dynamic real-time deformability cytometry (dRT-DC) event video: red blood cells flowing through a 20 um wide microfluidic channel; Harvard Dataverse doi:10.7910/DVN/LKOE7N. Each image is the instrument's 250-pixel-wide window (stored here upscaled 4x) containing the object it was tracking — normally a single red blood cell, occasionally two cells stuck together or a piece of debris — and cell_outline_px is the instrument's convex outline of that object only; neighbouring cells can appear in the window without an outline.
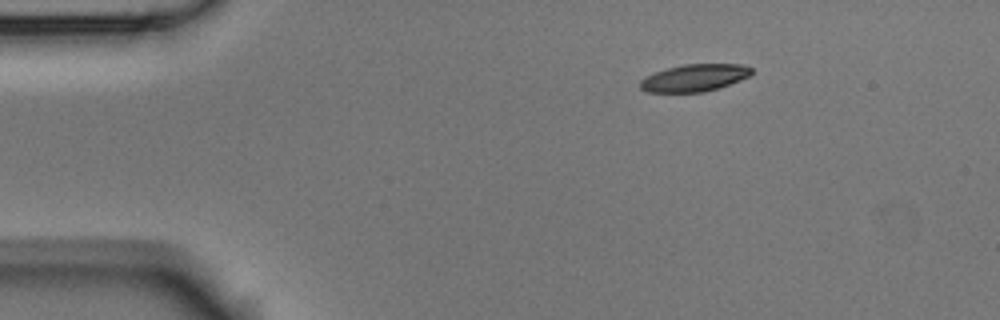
{"species": "Egyptian fruit bat (a non-hibernating species)", "species_latin": "Rousettus aegyptiacus", "temperature_condition": "room temperature", "stored_images_in_passage": 2, "camera_frame_rate_fps": 3000, "um_per_image_px": 0.085, "animal": {"sex": "male"}, "frame": {"image": 1, "passage_image": 1, "time_ms": 0.0, "image_size_px": [1000, 320], "cell_outline_px": [[752, 76], [704, 92], [648, 92], [640, 88], [640, 80], [644, 76], [668, 68], [684, 64], [740, 64], [752, 68]], "centroid_in_image_um": [59.02, 6.61], "position_along_channel_um": 26.0, "area_um2": 17.57}}